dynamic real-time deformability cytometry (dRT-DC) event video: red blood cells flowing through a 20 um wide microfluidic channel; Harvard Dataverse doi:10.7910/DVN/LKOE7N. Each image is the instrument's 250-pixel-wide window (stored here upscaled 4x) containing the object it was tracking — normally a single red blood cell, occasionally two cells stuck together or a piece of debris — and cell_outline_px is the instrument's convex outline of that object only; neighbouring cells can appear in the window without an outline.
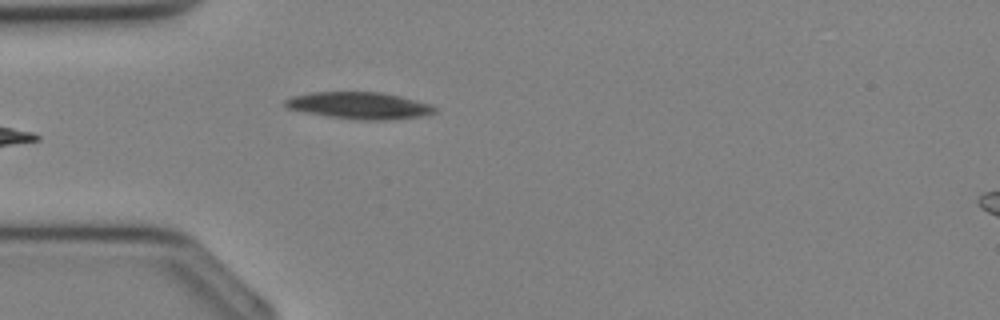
{"species": "Egyptian fruit bat (a non-hibernating species)", "species_latin": "Rousettus aegyptiacus", "temperature_condition": "cold", "stored_images_in_passage": 27, "camera_frame_rate_fps": 3000, "um_per_image_px": 0.085, "animal": {"sex": "female"}, "frame": {"image": 1, "passage_image": 2, "time_ms": 0.333, "image_size_px": [1000, 320], "cell_outline_px": [[436, 112], [424, 116], [388, 120], [352, 120], [304, 112], [288, 108], [284, 104], [284, 100], [292, 96], [312, 92], [380, 92], [400, 96], [432, 104], [436, 108]], "centroid_in_image_um": [30.57, 8.98], "position_along_channel_um": 54.4, "area_um2": 23.58}}
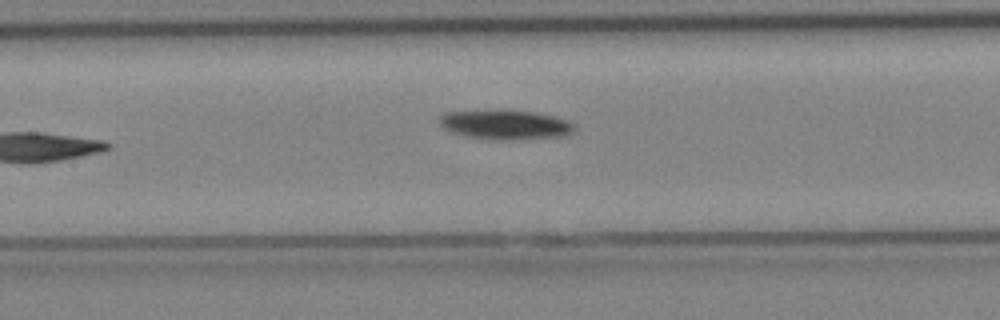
{"frame": {"image": 2, "passage_image": 8, "time_ms": 2.333, "image_size_px": [1000, 320], "cell_outline_px": [[576, 128], [568, 136], [520, 140], [492, 140], [464, 136], [448, 132], [440, 124], [440, 116], [444, 112], [536, 112], [556, 116], [568, 120], [576, 124]], "centroid_in_image_um": [43.04, 10.65], "position_along_channel_um": 164.4, "area_um2": 23.12}}
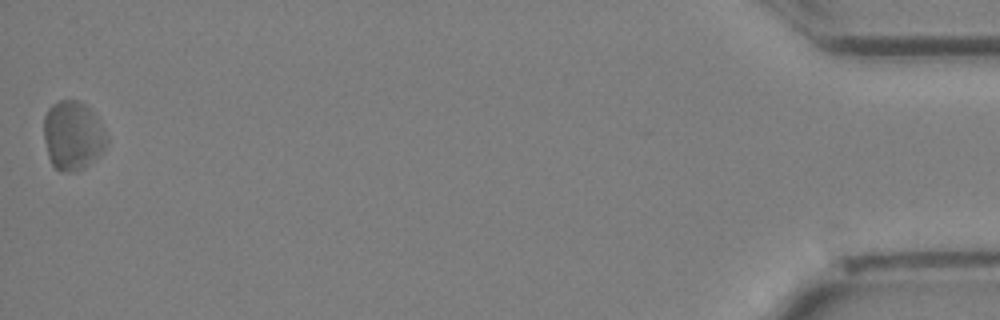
{"frame": {"image": 3, "passage_image": 27, "time_ms": 8.667, "image_size_px": [1000, 320], "cell_outline_px": [[108, 144], [88, 164], [72, 172], [60, 172], [52, 164], [48, 156], [44, 140], [44, 116], [48, 108], [52, 104], [60, 100], [76, 100], [84, 104], [100, 120], [108, 136]], "centroid_in_image_um": [6.18, 11.5], "position_along_channel_um": 429.0, "area_um2": 25.2}}